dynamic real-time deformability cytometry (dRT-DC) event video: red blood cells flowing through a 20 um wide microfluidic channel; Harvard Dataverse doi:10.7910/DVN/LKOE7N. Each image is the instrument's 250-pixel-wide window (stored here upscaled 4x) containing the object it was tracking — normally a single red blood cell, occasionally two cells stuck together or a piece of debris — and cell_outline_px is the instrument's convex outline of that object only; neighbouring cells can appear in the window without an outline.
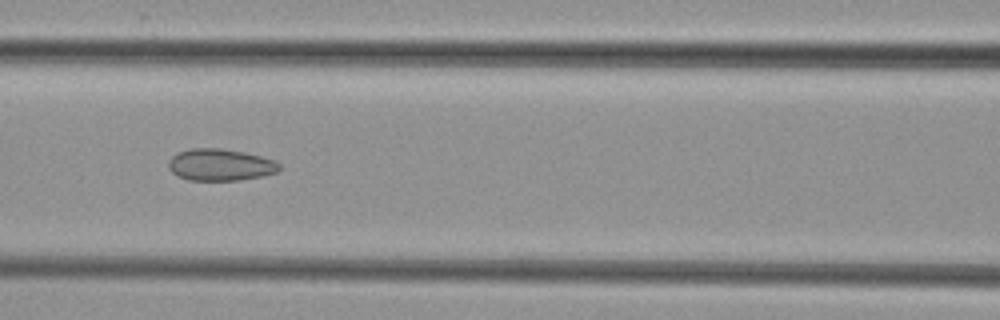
{"species": "common noctule bat (a hibernating species)", "species_latin": "Nyctalus noctula", "temperature_condition": "cold", "stored_images_in_passage": 7, "camera_frame_rate_fps": 3000, "um_per_image_px": 0.085, "animal": {"sex": "female", "body_mass_g": 29.2, "forearm_length_mm": 56.3}, "frame": {"image": 1, "passage_image": 5, "time_ms": 5.333, "image_size_px": [1000, 320], "cell_outline_px": [[280, 168], [276, 172], [264, 176], [240, 180], [188, 180], [176, 176], [168, 168], [168, 160], [176, 152], [192, 148], [220, 148], [244, 152], [276, 160], [280, 164]], "centroid_in_image_um": [18.7, 14.01], "position_along_channel_um": 147.9, "area_um2": 20.81}}
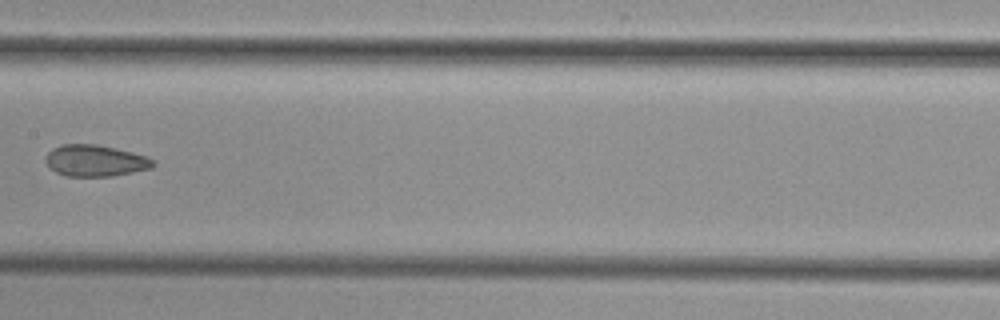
{"frame": {"image": 2, "passage_image": 6, "time_ms": 6.667, "image_size_px": [1000, 320], "cell_outline_px": [[156, 164], [152, 168], [112, 176], [64, 176], [56, 172], [44, 160], [48, 152], [52, 148], [60, 144], [96, 144], [116, 148], [148, 156], [156, 160]], "centroid_in_image_um": [8.13, 13.65], "position_along_channel_um": 199.3, "area_um2": 19.88}}
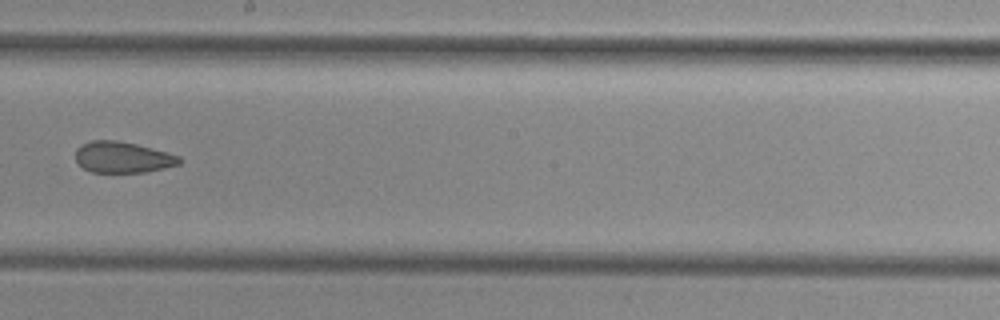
{"frame": {"image": 3, "passage_image": 7, "time_ms": 7.667, "image_size_px": [1000, 320], "cell_outline_px": [[180, 164], [164, 168], [144, 172], [92, 172], [84, 168], [76, 160], [76, 148], [80, 144], [92, 140], [116, 140], [136, 144], [168, 152], [180, 156]], "centroid_in_image_um": [10.42, 13.36], "position_along_channel_um": 237.8, "area_um2": 18.79}}